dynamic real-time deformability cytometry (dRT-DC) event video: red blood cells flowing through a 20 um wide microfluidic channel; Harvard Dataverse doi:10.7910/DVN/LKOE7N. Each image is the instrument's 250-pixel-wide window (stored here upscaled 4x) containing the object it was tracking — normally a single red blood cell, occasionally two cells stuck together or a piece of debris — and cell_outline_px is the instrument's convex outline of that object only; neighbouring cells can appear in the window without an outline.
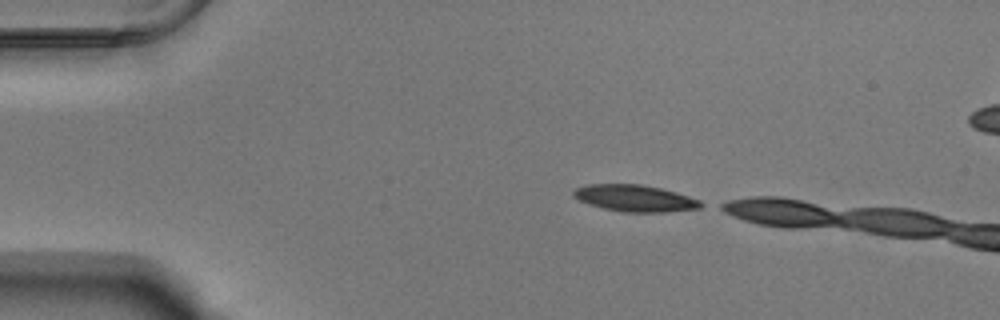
{"species": "Egyptian fruit bat (a non-hibernating species)", "species_latin": "Rousettus aegyptiacus", "temperature_condition": "warm", "stored_images_in_passage": 7, "camera_frame_rate_fps": 3000, "um_per_image_px": 0.085, "animal": {"sex": "male"}, "frame": {"image": 1, "passage_image": 1, "time_ms": 0.0, "image_size_px": [1000, 320], "cell_outline_px": [[708, 204], [700, 208], [664, 212], [624, 212], [604, 208], [588, 204], [572, 196], [572, 192], [576, 188], [588, 184], [640, 184], [660, 188], [676, 192], [700, 200]], "centroid_in_image_um": [53.99, 16.85], "position_along_channel_um": 31.0, "area_um2": 19.83}}